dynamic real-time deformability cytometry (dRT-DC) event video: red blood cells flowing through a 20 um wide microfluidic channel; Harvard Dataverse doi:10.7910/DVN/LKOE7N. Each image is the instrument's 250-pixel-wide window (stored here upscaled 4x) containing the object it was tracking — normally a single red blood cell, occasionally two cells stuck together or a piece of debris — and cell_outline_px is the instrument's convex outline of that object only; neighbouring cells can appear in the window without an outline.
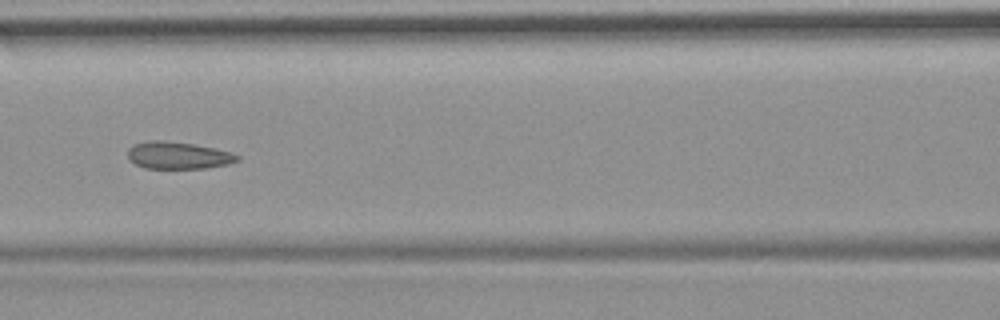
{"species": "common noctule bat (a hibernating species)", "species_latin": "Nyctalus noctula", "temperature_condition": "room temperature", "stored_images_in_passage": 9, "camera_frame_rate_fps": 3000, "um_per_image_px": 0.085, "animal": {"sex": "female", "body_mass_g": 19.9}, "frame": {"image": 1, "passage_image": 6, "time_ms": 6.0, "image_size_px": [1000, 320], "cell_outline_px": [[240, 160], [228, 164], [208, 168], [144, 168], [128, 160], [128, 148], [132, 144], [148, 140], [164, 140], [192, 144], [216, 148], [232, 152], [240, 156]], "centroid_in_image_um": [15.14, 13.2], "position_along_channel_um": 151.5, "area_um2": 17.57}}
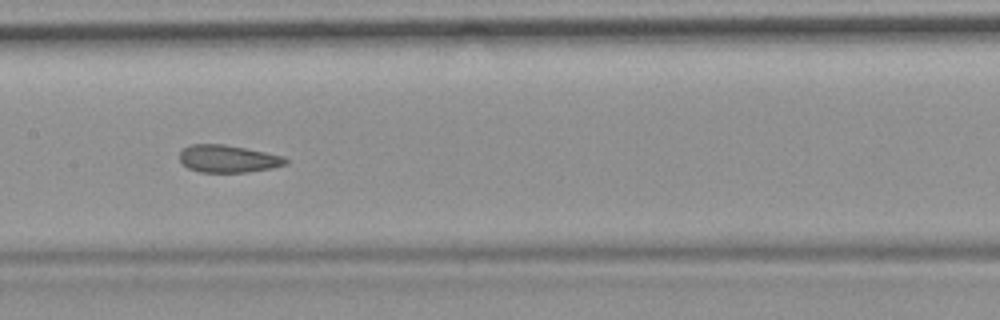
{"frame": {"image": 2, "passage_image": 7, "time_ms": 7.0, "image_size_px": [1000, 320], "cell_outline_px": [[288, 164], [272, 168], [248, 172], [200, 172], [188, 168], [180, 160], [180, 152], [184, 148], [192, 144], [224, 144], [284, 156], [288, 160]], "centroid_in_image_um": [19.4, 13.5], "position_along_channel_um": 188.0, "area_um2": 16.88}}